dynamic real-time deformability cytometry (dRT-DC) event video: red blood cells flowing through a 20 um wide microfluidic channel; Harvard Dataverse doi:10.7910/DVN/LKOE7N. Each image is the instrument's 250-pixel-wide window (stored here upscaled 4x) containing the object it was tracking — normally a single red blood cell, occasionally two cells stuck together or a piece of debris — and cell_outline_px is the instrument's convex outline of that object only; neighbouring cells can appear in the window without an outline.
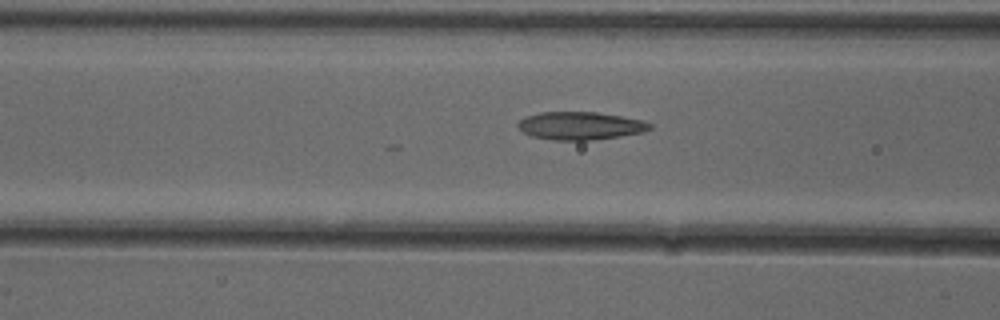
{"species": "common noctule bat (a hibernating species)", "species_latin": "Nyctalus noctula", "temperature_condition": "cold", "stored_images_in_passage": 26, "camera_frame_rate_fps": 3000, "um_per_image_px": 0.085, "animal": {"sex": "female"}, "frame": {"image": 1, "passage_image": 22, "time_ms": 7.0, "image_size_px": [1000, 320], "cell_outline_px": [[652, 128], [644, 132], [620, 136], [592, 140], [552, 140], [532, 136], [516, 128], [516, 124], [524, 116], [540, 112], [596, 112], [644, 120], [652, 124]], "centroid_in_image_um": [49.31, 10.69], "position_along_channel_um": 117.3, "area_um2": 21.62}}
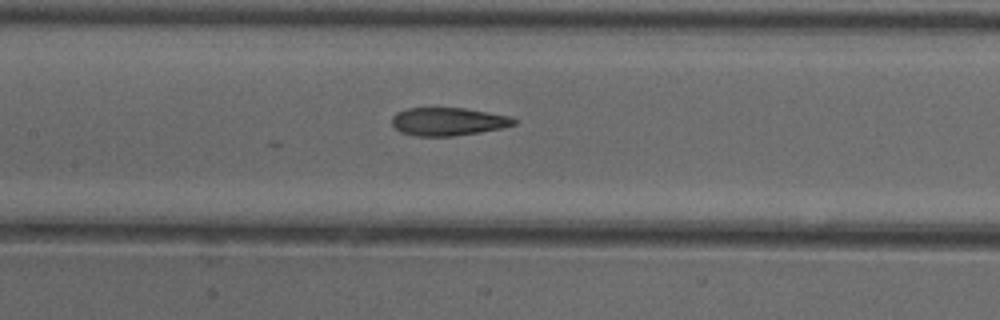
{"frame": {"image": 2, "passage_image": 26, "time_ms": 8.333, "image_size_px": [1000, 320], "cell_outline_px": [[520, 120], [516, 124], [504, 128], [480, 132], [452, 136], [416, 136], [400, 132], [392, 124], [392, 116], [396, 112], [408, 108], [464, 108], [512, 116]], "centroid_in_image_um": [38.14, 10.33], "position_along_channel_um": 169.3, "area_um2": 20.17}}